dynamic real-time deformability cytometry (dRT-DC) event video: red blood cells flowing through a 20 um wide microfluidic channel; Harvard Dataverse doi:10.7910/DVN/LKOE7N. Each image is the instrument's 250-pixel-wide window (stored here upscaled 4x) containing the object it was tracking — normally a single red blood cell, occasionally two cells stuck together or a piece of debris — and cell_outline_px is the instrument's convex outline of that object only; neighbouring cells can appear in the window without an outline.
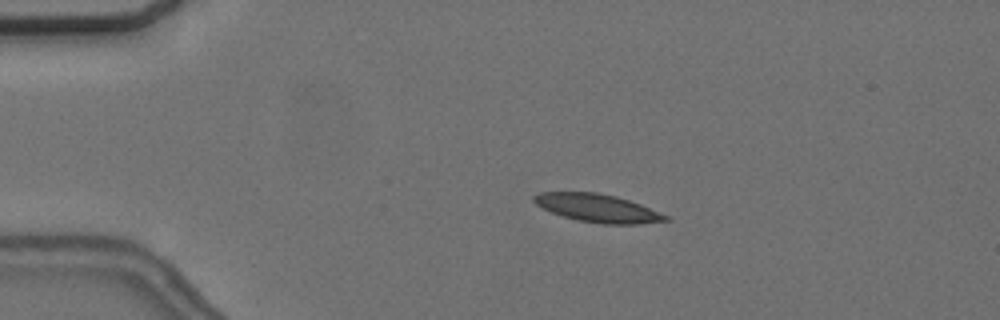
{"species": "common noctule bat (a hibernating species)", "species_latin": "Nyctalus noctula", "temperature_condition": "cold", "stored_images_in_passage": 55, "camera_frame_rate_fps": 3000, "um_per_image_px": 0.085, "animal": {"sex": "female", "body_mass_g": 24.6, "forearm_length_mm": 56.2}, "frame": {"image": 1, "passage_image": 11, "time_ms": 3.333, "image_size_px": [1000, 320], "cell_outline_px": [[672, 220], [640, 224], [604, 224], [580, 220], [564, 216], [552, 212], [536, 204], [532, 200], [532, 196], [540, 192], [596, 192], [616, 196], [640, 204], [668, 216]], "centroid_in_image_um": [50.81, 17.68], "position_along_channel_um": 34.2, "area_um2": 21.33}}
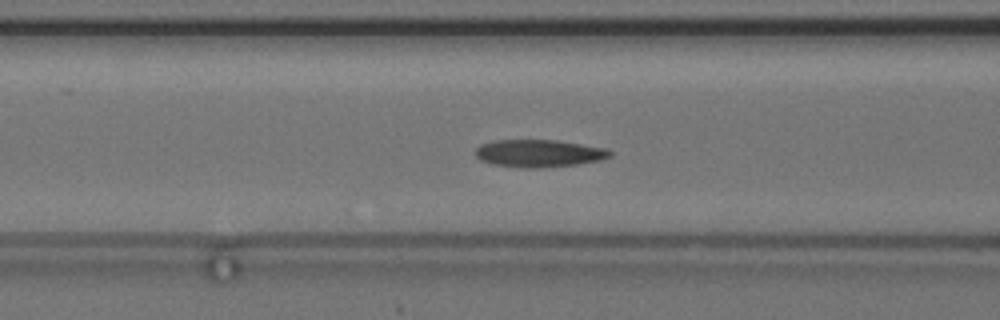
{"frame": {"image": 2, "passage_image": 22, "time_ms": 7.0, "image_size_px": [1000, 320], "cell_outline_px": [[612, 156], [600, 160], [576, 164], [536, 168], [520, 168], [492, 164], [480, 160], [476, 156], [476, 148], [480, 144], [496, 140], [556, 140], [604, 148], [612, 152]], "centroid_in_image_um": [45.77, 13.03], "position_along_channel_um": 120.8, "area_um2": 21.44}}
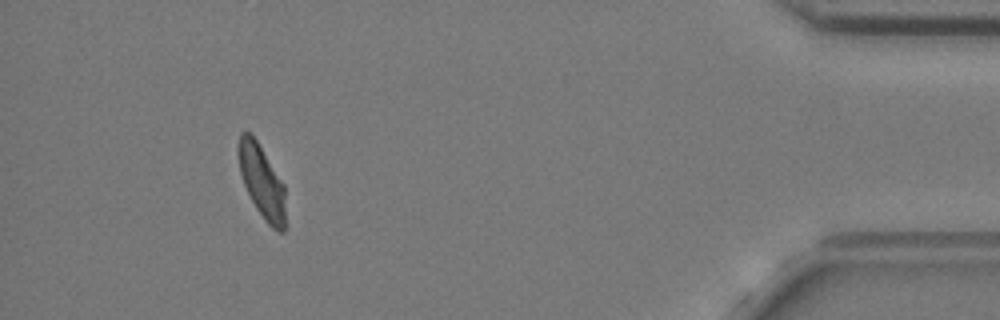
{"frame": {"image": 3, "passage_image": 51, "time_ms": 16.667, "image_size_px": [1000, 320], "cell_outline_px": [[284, 232], [276, 232], [264, 220], [256, 208], [244, 184], [240, 172], [240, 132], [248, 132], [256, 140], [284, 184]], "centroid_in_image_um": [22.28, 15.5], "position_along_channel_um": 412.9, "area_um2": 19.25}, "authors_computed_cell_mechanics": {"area_um2": 21.0392, "velocity_mm_per_s": 3.6613, "shape_relaxation_time_tau1_ms": 8.8175, "shape_relaxation_time_tau2_ms": 2.9015, "deformation_change_tau1": 0.1926, "deformation_change_tau2": 0.0801}}